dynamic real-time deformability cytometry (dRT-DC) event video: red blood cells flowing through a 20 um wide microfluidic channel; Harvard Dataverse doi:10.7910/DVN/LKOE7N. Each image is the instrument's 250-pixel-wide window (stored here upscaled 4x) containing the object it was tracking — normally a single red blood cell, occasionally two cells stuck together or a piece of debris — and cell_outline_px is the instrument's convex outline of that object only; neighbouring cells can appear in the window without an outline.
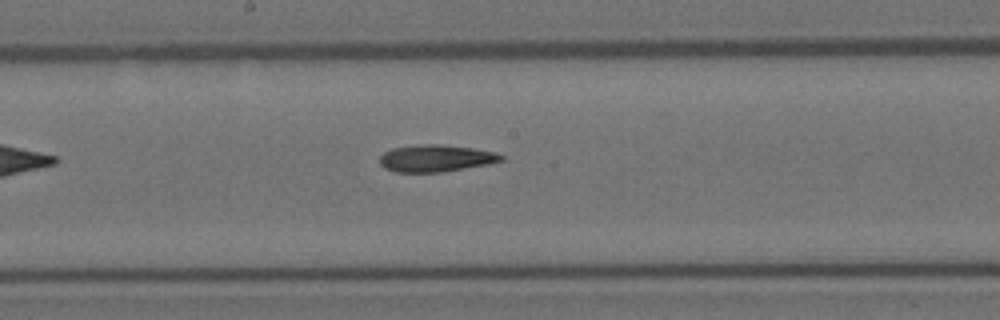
{"species": "Egyptian fruit bat (a non-hibernating species)", "species_latin": "Rousettus aegyptiacus", "temperature_condition": "room temperature", "stored_images_in_passage": 8, "camera_frame_rate_fps": 3000, "um_per_image_px": 0.085, "animal": {"sex": "female"}, "frame": {"image": 1, "passage_image": 8, "time_ms": 2.333, "image_size_px": [1000, 320], "cell_outline_px": [[504, 160], [488, 164], [444, 172], [396, 172], [384, 168], [380, 164], [380, 156], [384, 152], [392, 148], [416, 144], [436, 144], [472, 148], [496, 152], [504, 156]], "centroid_in_image_um": [37.04, 13.45], "position_along_channel_um": 211.2, "area_um2": 19.19}}